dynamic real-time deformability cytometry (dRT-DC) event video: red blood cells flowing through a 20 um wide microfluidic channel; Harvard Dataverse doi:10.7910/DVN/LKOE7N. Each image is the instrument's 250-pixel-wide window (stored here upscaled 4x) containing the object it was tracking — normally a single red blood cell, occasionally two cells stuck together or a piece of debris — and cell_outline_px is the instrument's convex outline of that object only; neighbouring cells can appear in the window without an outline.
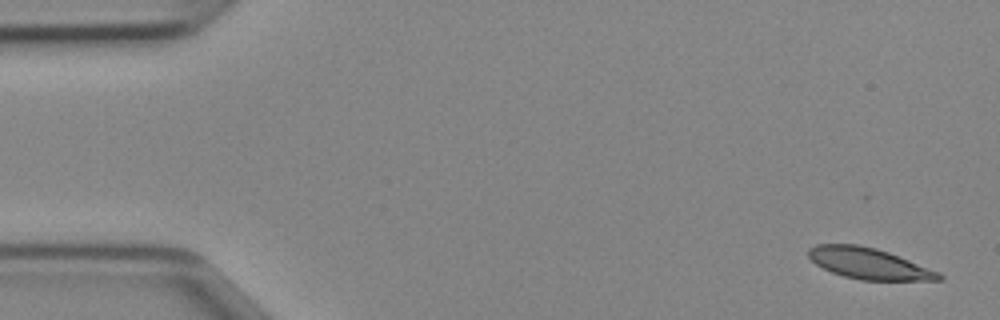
{"species": "Egyptian fruit bat (a non-hibernating species)", "species_latin": "Rousettus aegyptiacus", "temperature_condition": "cold", "stored_images_in_passage": 46, "camera_frame_rate_fps": 3000, "um_per_image_px": 0.085, "animal": {"sex": "female"}, "frame": {"image": 1, "passage_image": 1, "time_ms": 0.0, "image_size_px": [1000, 320], "cell_outline_px": [[916, 276], [908, 280], [872, 280], [852, 276], [828, 268], [820, 264], [816, 260], [836, 244], [868, 248], [884, 252], [904, 260], [912, 264], [916, 268]], "centroid_in_image_um": [73.69, 22.41], "position_along_channel_um": 11.3, "area_um2": 17.17}}
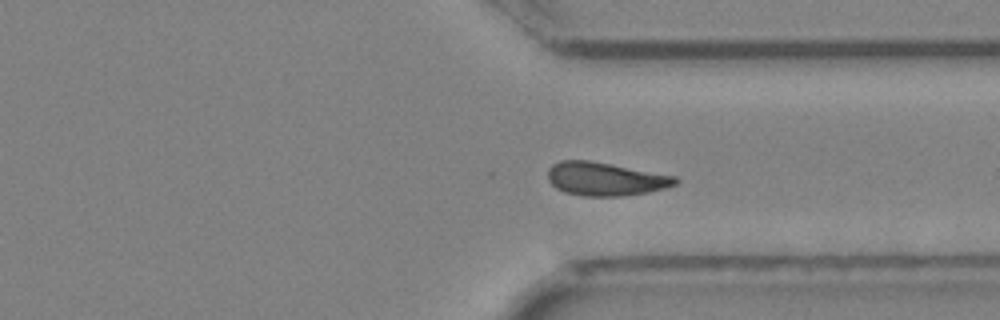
{"frame": {"image": 2, "passage_image": 34, "time_ms": 11.0, "image_size_px": [1000, 320], "cell_outline_px": [[676, 180], [668, 184], [652, 188], [632, 192], [572, 192], [556, 184], [552, 180], [552, 168], [560, 164], [600, 164]], "centroid_in_image_um": [51.32, 15.2], "position_along_channel_um": 360.1, "area_um2": 18.26}}
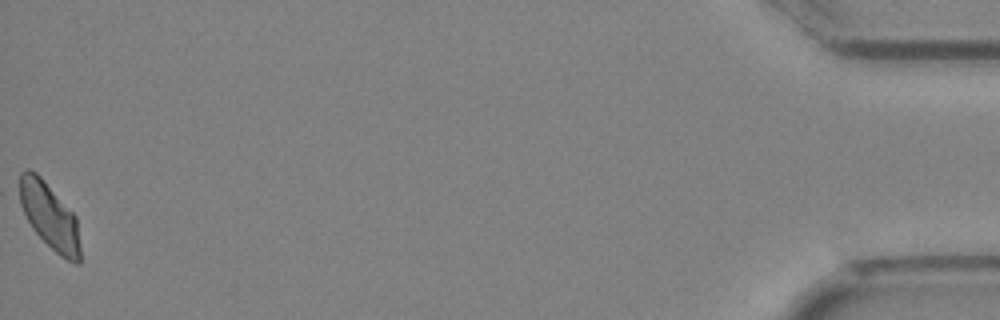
{"frame": {"image": 3, "passage_image": 46, "time_ms": 15.0, "image_size_px": [1000, 320], "cell_outline_px": [[80, 256], [60, 252], [32, 224], [24, 208], [20, 192], [20, 184], [32, 172], [44, 184], [72, 216], [76, 224]], "centroid_in_image_um": [4.2, 18.33], "position_along_channel_um": 431.0, "area_um2": 18.5}}